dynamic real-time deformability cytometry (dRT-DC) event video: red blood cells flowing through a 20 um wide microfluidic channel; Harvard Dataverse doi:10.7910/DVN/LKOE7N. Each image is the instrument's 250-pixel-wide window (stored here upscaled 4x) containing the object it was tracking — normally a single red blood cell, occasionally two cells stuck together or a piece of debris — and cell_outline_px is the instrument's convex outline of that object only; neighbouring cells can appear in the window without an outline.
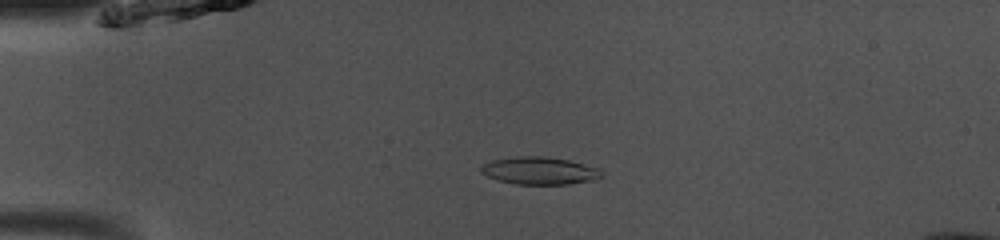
{"species": "common noctule bat (a hibernating species)", "species_latin": "Nyctalus noctula", "temperature_condition": "room temperature", "stored_images_in_passage": 49, "camera_frame_rate_fps": 3000, "um_per_image_px": 0.085, "animal": {"sex": "male", "body_mass_g": 13.0, "forearm_length_mm": 53.1}, "frame": {"image": 1, "passage_image": 12, "time_ms": 3.667, "image_size_px": [1000, 240], "cell_outline_px": [[604, 176], [596, 180], [568, 184], [516, 184], [500, 180], [488, 176], [480, 172], [480, 168], [484, 164], [492, 160], [520, 156], [544, 156], [568, 160], [600, 168], [604, 172]], "centroid_in_image_um": [45.93, 14.51], "position_along_channel_um": 39.1, "area_um2": 19.36}}
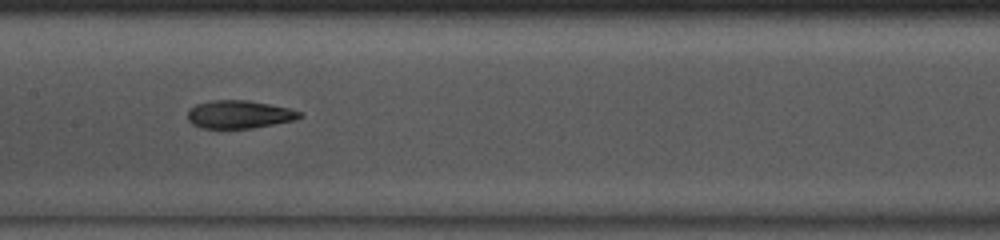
{"frame": {"image": 2, "passage_image": 25, "time_ms": 8.0, "image_size_px": [1000, 240], "cell_outline_px": [[304, 116], [292, 120], [252, 128], [200, 128], [192, 124], [188, 120], [188, 108], [196, 104], [212, 100], [248, 100], [288, 108], [304, 112]], "centroid_in_image_um": [20.31, 9.72], "position_along_channel_um": 187.1, "area_um2": 18.26}}
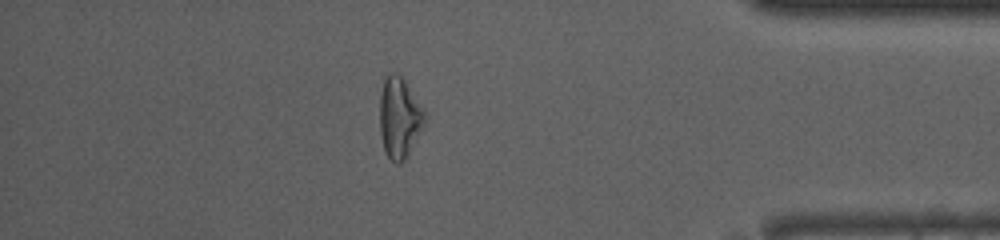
{"frame": {"image": 3, "passage_image": 43, "time_ms": 14.0, "image_size_px": [1000, 240], "cell_outline_px": [[428, 116], [408, 156], [400, 164], [396, 164], [384, 152], [380, 132], [380, 92], [384, 80], [388, 72], [396, 72], [404, 80]], "centroid_in_image_um": [33.94, 10.02], "position_along_channel_um": 401.3, "area_um2": 21.21}, "authors_computed_cell_mechanics": {"area_um2": 19.363, "velocity_mm_per_s": 4.0823, "shape_relaxation_time_tau1_ms": 4.2324, "shape_relaxation_time_tau2_ms": 2.2394, "deformation_change_tau1": 0.1299, "deformation_change_tau2": 0.0968}}